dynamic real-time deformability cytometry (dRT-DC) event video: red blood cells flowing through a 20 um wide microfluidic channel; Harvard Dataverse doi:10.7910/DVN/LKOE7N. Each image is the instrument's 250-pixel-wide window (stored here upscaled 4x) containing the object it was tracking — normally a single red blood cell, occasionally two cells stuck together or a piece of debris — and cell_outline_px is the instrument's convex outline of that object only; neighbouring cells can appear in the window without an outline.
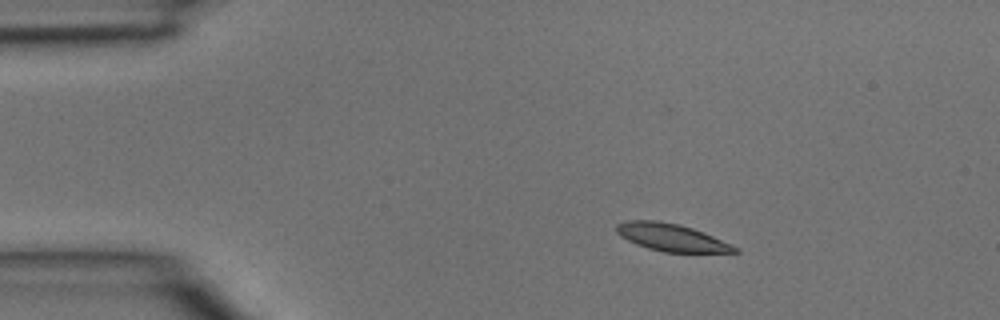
{"species": "common noctule bat (a hibernating species)", "species_latin": "Nyctalus noctula", "temperature_condition": "room temperature", "stored_images_in_passage": 2, "camera_frame_rate_fps": 3000, "um_per_image_px": 0.085, "animal": {"sex": "male", "body_mass_g": 15.6}, "frame": {"image": 1, "passage_image": 1, "time_ms": 0.0, "image_size_px": [1000, 320], "cell_outline_px": [[740, 252], [664, 252], [648, 248], [636, 244], [620, 236], [616, 232], [616, 224], [628, 220], [656, 220], [680, 224], [704, 232], [732, 244], [740, 248]], "centroid_in_image_um": [57.08, 20.17], "position_along_channel_um": 27.9, "area_um2": 18.96}}